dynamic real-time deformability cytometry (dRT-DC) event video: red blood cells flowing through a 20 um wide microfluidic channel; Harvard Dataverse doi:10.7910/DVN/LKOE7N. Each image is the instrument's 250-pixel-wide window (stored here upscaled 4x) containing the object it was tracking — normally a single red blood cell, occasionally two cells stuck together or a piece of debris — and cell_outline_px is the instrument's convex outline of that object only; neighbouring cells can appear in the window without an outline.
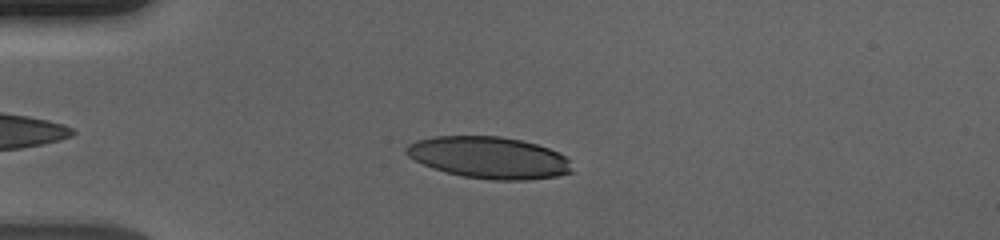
{"species": "human", "species_latin": "Homo sapiens", "temperature_condition": "cold", "stored_images_in_passage": 43, "camera_frame_rate_fps": 3000, "um_per_image_px": 0.085, "donor": {"sex": "male"}, "frame": {"image": 1, "passage_image": 7, "time_ms": 2.0, "image_size_px": [1000, 240], "cell_outline_px": [[576, 172], [556, 176], [524, 180], [492, 180], [464, 176], [444, 172], [432, 168], [408, 156], [404, 152], [404, 148], [408, 144], [416, 140], [436, 136], [500, 136], [520, 140], [536, 144], [548, 148], [564, 156], [568, 160]], "centroid_in_image_um": [41.56, 13.4], "position_along_channel_um": 43.4, "area_um2": 40.34}}
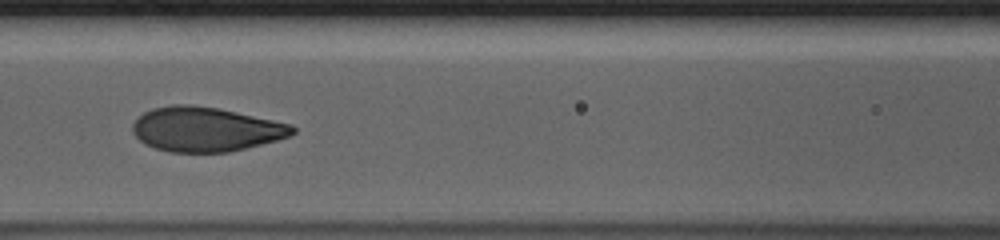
{"frame": {"image": 2, "passage_image": 18, "time_ms": 5.667, "image_size_px": [1000, 240], "cell_outline_px": [[296, 132], [288, 136], [276, 140], [228, 152], [168, 152], [144, 144], [132, 132], [132, 124], [144, 112], [152, 108], [172, 104], [192, 104], [216, 108], [236, 112], [292, 124], [296, 128]], "centroid_in_image_um": [17.45, 10.98], "position_along_channel_um": 149.1, "area_um2": 41.27}}
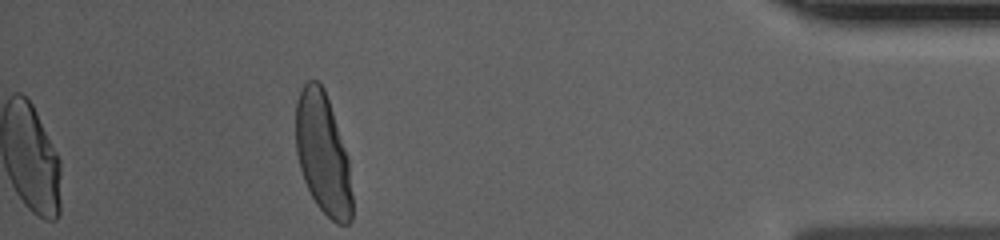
{"frame": {"image": 3, "passage_image": 43, "time_ms": 14.0, "image_size_px": [1000, 240], "cell_outline_px": [[352, 220], [348, 224], [336, 224], [316, 204], [304, 180], [300, 168], [296, 152], [296, 100], [300, 88], [308, 80], [316, 80], [324, 88], [348, 156], [352, 196]], "centroid_in_image_um": [27.44, 13.06], "position_along_channel_um": 407.8, "area_um2": 39.77}, "authors_computed_cell_mechanics": {"area_um2": 40.8646, "velocity_mm_per_s": 3.6678, "shape_relaxation_time_tau1_ms": 3.8403, "shape_relaxation_time_tau2_ms": null, "deformation_change_tau1": 0.1969, "deformation_change_tau2": null}}